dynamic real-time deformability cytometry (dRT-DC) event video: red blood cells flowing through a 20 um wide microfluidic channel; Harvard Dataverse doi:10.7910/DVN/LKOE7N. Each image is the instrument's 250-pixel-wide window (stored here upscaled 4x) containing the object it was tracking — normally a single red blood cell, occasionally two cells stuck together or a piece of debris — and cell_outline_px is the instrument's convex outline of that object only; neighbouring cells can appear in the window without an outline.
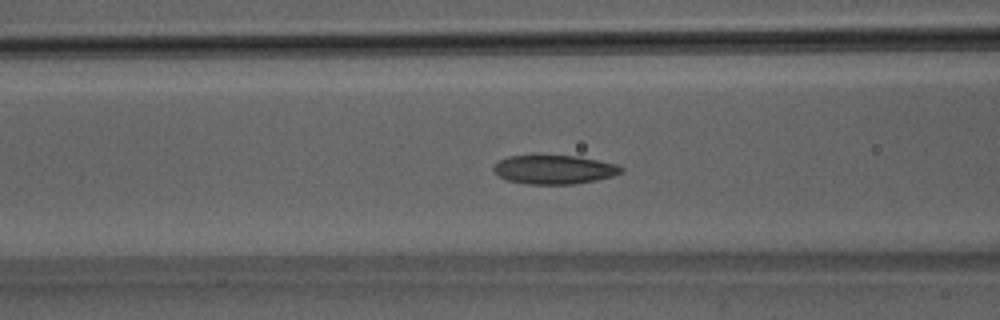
{"species": "Egyptian fruit bat (a non-hibernating species)", "species_latin": "Rousettus aegyptiacus", "temperature_condition": "room temperature", "stored_images_in_passage": 51, "camera_frame_rate_fps": 3000, "um_per_image_px": 0.085, "animal": {"sex": "male"}, "frame": {"image": 1, "passage_image": 20, "time_ms": 6.333, "image_size_px": [1000, 320], "cell_outline_px": [[624, 172], [612, 176], [596, 180], [572, 184], [528, 184], [508, 180], [500, 176], [492, 168], [500, 160], [508, 156], [540, 152], [576, 156], [616, 164], [624, 168]], "centroid_in_image_um": [47.09, 14.36], "position_along_channel_um": 119.5, "area_um2": 22.14}}
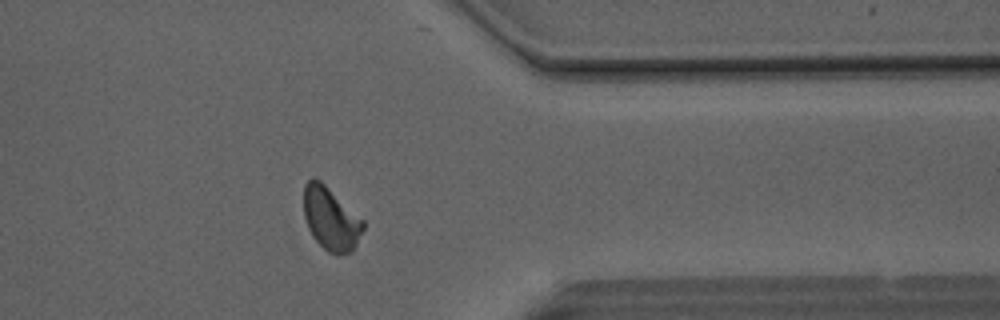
{"frame": {"image": 2, "passage_image": 40, "time_ms": 13.0, "image_size_px": [1000, 320], "cell_outline_px": [[364, 228], [352, 252], [340, 256], [336, 256], [328, 252], [316, 240], [308, 228], [304, 216], [304, 184], [312, 176], [320, 180], [364, 220]], "centroid_in_image_um": [28.12, 18.61], "position_along_channel_um": 383.3, "area_um2": 21.91}}
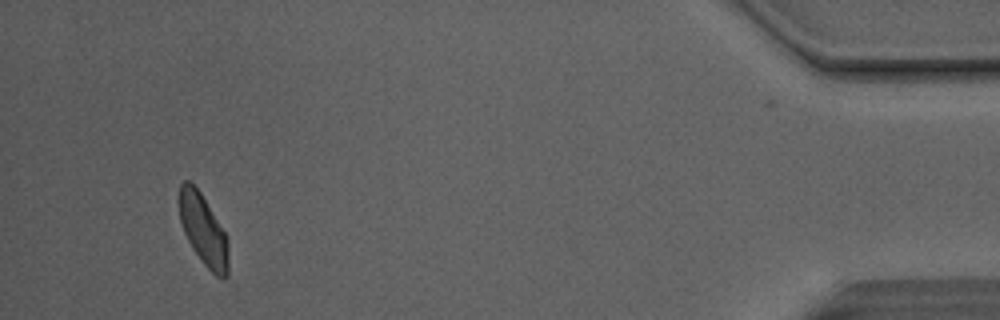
{"frame": {"image": 3, "passage_image": 47, "time_ms": 15.333, "image_size_px": [1000, 320], "cell_outline_px": [[228, 276], [224, 280], [216, 276], [204, 264], [192, 248], [184, 232], [180, 220], [176, 200], [176, 196], [180, 184], [184, 180], [188, 180], [200, 192], [228, 236]], "centroid_in_image_um": [17.26, 19.51], "position_along_channel_um": 417.9, "area_um2": 20.81}, "authors_computed_cell_mechanics": {"area_um2": 21.7906, "velocity_mm_per_s": 4.1293, "shape_relaxation_time_tau1_ms": 3.7673, "shape_relaxation_time_tau2_ms": 2.4906, "deformation_change_tau1": 0.1098, "deformation_change_tau2": 0.0906}}